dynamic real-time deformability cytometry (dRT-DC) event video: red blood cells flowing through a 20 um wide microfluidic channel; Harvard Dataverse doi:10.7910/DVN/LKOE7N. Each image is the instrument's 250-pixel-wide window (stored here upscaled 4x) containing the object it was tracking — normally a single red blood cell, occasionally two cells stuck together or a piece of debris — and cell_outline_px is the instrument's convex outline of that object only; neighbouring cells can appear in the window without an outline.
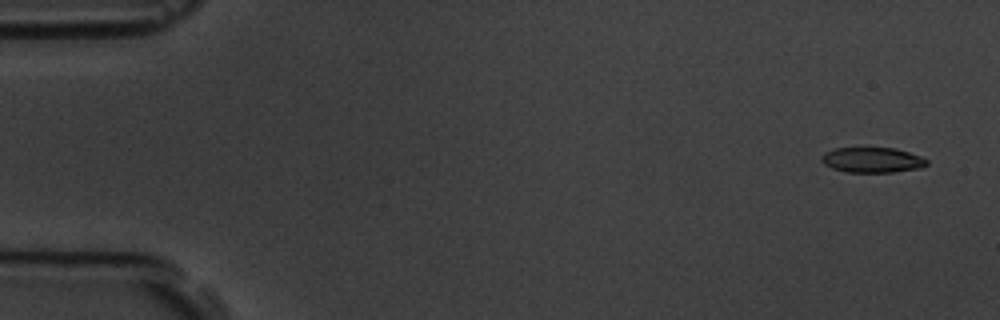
{"species": "common noctule bat (a hibernating species)", "species_latin": "Nyctalus noctula", "temperature_condition": "room temperature", "stored_images_in_passage": 5, "camera_frame_rate_fps": 3000, "um_per_image_px": 0.085, "animal": {"sex": "male", "body_mass_g": 19.5, "forearm_length_mm": 54.6}, "frame": {"image": 1, "passage_image": 1, "time_ms": 0.0, "image_size_px": [1000, 320], "cell_outline_px": [[928, 164], [920, 168], [892, 172], [848, 172], [832, 168], [824, 164], [820, 160], [820, 156], [824, 152], [836, 148], [896, 148], [920, 156], [928, 160]], "centroid_in_image_um": [74.12, 13.59], "position_along_channel_um": 10.9, "area_um2": 15.49}}
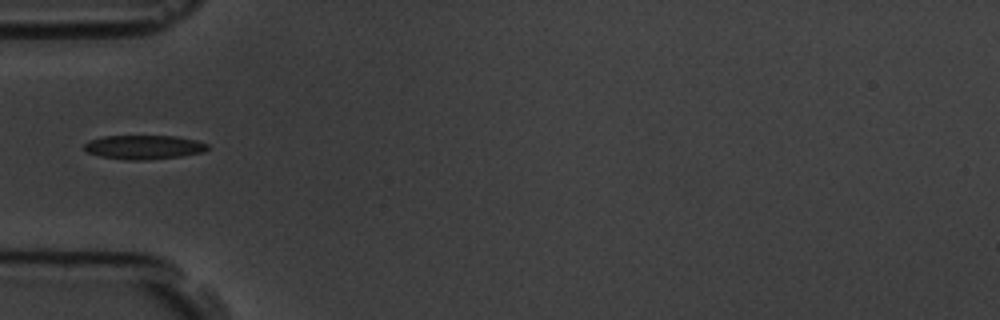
{"frame": {"image": 2, "passage_image": 5, "time_ms": 5.333, "image_size_px": [1000, 320], "cell_outline_px": [[212, 148], [204, 152], [180, 156], [148, 160], [124, 160], [100, 156], [88, 152], [84, 148], [84, 144], [88, 140], [104, 136], [176, 136], [196, 140], [208, 144]], "centroid_in_image_um": [12.26, 12.51], "position_along_channel_um": 72.7, "area_um2": 17.46}}